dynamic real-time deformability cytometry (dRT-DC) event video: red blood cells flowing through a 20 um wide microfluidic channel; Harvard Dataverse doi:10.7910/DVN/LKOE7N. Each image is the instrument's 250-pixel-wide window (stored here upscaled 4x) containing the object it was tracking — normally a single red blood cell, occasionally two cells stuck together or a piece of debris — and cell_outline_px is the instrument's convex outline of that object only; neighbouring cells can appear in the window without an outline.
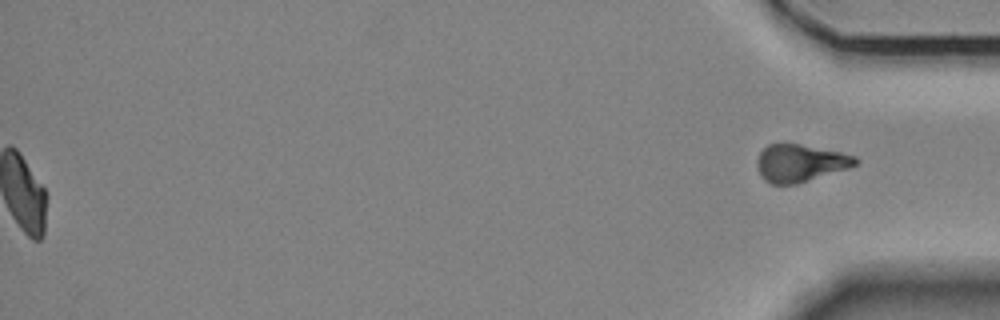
{"species": "Egyptian fruit bat (a non-hibernating species)", "species_latin": "Rousettus aegyptiacus", "temperature_condition": "room temperature", "stored_images_in_passage": 56, "segment_of_instrument_passage": [2, 2], "camera_frame_rate_fps": 3000, "um_per_image_px": 0.085, "animal": {"sex": "female"}, "frame": {"image": 1, "passage_image": 56, "time_ms": 18.333, "image_size_px": [1000, 320], "cell_outline_px": [[860, 160], [856, 164], [848, 168], [796, 184], [772, 184], [764, 180], [760, 176], [756, 164], [756, 160], [760, 152], [768, 144], [800, 144], [840, 152], [856, 156]], "centroid_in_image_um": [67.99, 13.86], "position_along_channel_um": 367.2, "area_um2": 21.39}}